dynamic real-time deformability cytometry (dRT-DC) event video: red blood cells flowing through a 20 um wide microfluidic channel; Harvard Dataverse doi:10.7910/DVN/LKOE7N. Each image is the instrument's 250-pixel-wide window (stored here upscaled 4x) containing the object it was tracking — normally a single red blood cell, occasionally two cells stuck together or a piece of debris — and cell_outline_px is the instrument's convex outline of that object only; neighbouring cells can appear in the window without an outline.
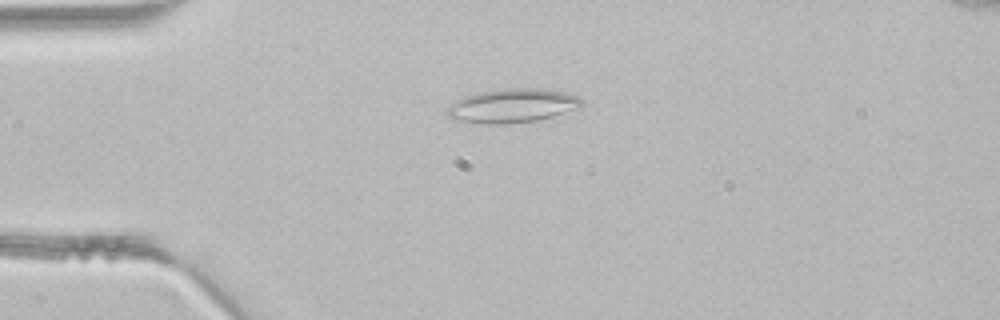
{"species": "common noctule bat (a hibernating species)", "species_latin": "Nyctalus noctula", "temperature_condition": "room temperature", "stored_images_in_passage": 2, "camera_frame_rate_fps": 3000, "um_per_image_px": 0.085, "animal": {"sex": "male", "body_mass_g": 21.5, "forearm_length_mm": 52.0}, "frame": {"image": 1, "passage_image": 1, "time_ms": 0.0, "image_size_px": [1000, 320], "cell_outline_px": [[580, 108], [552, 116], [536, 120], [508, 124], [480, 124], [452, 120], [448, 116], [448, 108], [456, 100], [464, 96], [480, 92], [508, 88], [544, 88], [564, 92], [580, 96]], "centroid_in_image_um": [43.53, 8.99], "position_along_channel_um": 41.5, "area_um2": 26.65}}